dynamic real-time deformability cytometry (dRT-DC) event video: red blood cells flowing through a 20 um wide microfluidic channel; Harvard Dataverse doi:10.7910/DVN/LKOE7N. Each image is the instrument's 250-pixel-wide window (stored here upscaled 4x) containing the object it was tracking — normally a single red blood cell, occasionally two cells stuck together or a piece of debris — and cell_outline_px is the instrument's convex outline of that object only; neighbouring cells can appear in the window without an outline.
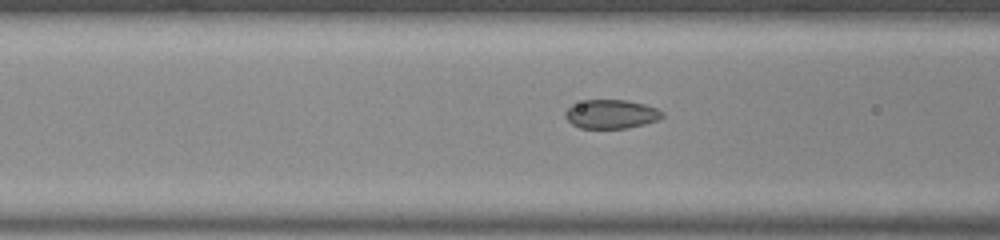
{"species": "common noctule bat (a hibernating species)", "species_latin": "Nyctalus noctula", "temperature_condition": "room temperature", "stored_images_in_passage": 14, "camera_frame_rate_fps": 3000, "um_per_image_px": 0.085, "animal": {"sex": "male", "body_mass_g": 20.0, "forearm_length_mm": 53.3}, "frame": {"image": 1, "passage_image": 12, "time_ms": 3.667, "image_size_px": [1000, 240], "cell_outline_px": [[664, 116], [660, 120], [628, 128], [580, 128], [572, 124], [564, 116], [564, 112], [572, 104], [584, 100], [628, 100], [644, 104], [656, 108], [664, 112]], "centroid_in_image_um": [51.96, 9.7], "position_along_channel_um": 114.6, "area_um2": 16.47}}